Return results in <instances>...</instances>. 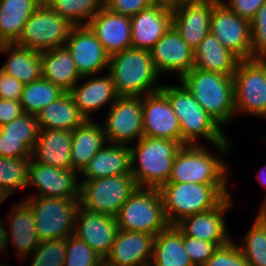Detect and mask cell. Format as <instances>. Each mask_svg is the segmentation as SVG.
Returning <instances> with one entry per match:
<instances>
[{
  "label": "cell",
  "instance_id": "6da1fadb",
  "mask_svg": "<svg viewBox=\"0 0 266 266\" xmlns=\"http://www.w3.org/2000/svg\"><path fill=\"white\" fill-rule=\"evenodd\" d=\"M229 140L212 146L219 152L216 155L202 144L183 145L174 158L166 183L228 184L229 172L224 158L231 149Z\"/></svg>",
  "mask_w": 266,
  "mask_h": 266
},
{
  "label": "cell",
  "instance_id": "7a4b0ae2",
  "mask_svg": "<svg viewBox=\"0 0 266 266\" xmlns=\"http://www.w3.org/2000/svg\"><path fill=\"white\" fill-rule=\"evenodd\" d=\"M160 91L168 98L181 128V145H198L204 138L212 146L228 138L222 127L204 110L189 90L179 85H164ZM222 129V130H221ZM201 137V138H200Z\"/></svg>",
  "mask_w": 266,
  "mask_h": 266
},
{
  "label": "cell",
  "instance_id": "3957f363",
  "mask_svg": "<svg viewBox=\"0 0 266 266\" xmlns=\"http://www.w3.org/2000/svg\"><path fill=\"white\" fill-rule=\"evenodd\" d=\"M108 73L119 96L143 97L162 88L148 50L131 47L111 55Z\"/></svg>",
  "mask_w": 266,
  "mask_h": 266
},
{
  "label": "cell",
  "instance_id": "277c9868",
  "mask_svg": "<svg viewBox=\"0 0 266 266\" xmlns=\"http://www.w3.org/2000/svg\"><path fill=\"white\" fill-rule=\"evenodd\" d=\"M182 145L174 140L142 136L130 147L131 174L138 187L159 189L168 182Z\"/></svg>",
  "mask_w": 266,
  "mask_h": 266
},
{
  "label": "cell",
  "instance_id": "5b68a950",
  "mask_svg": "<svg viewBox=\"0 0 266 266\" xmlns=\"http://www.w3.org/2000/svg\"><path fill=\"white\" fill-rule=\"evenodd\" d=\"M179 82L221 127L236 116L232 75L192 68Z\"/></svg>",
  "mask_w": 266,
  "mask_h": 266
},
{
  "label": "cell",
  "instance_id": "8992f818",
  "mask_svg": "<svg viewBox=\"0 0 266 266\" xmlns=\"http://www.w3.org/2000/svg\"><path fill=\"white\" fill-rule=\"evenodd\" d=\"M228 184L165 183L159 188L170 225L184 217L217 207L229 193Z\"/></svg>",
  "mask_w": 266,
  "mask_h": 266
},
{
  "label": "cell",
  "instance_id": "52a82bcc",
  "mask_svg": "<svg viewBox=\"0 0 266 266\" xmlns=\"http://www.w3.org/2000/svg\"><path fill=\"white\" fill-rule=\"evenodd\" d=\"M116 219L121 230L155 236L170 225L159 189L156 188L138 187L122 205Z\"/></svg>",
  "mask_w": 266,
  "mask_h": 266
},
{
  "label": "cell",
  "instance_id": "ba28073f",
  "mask_svg": "<svg viewBox=\"0 0 266 266\" xmlns=\"http://www.w3.org/2000/svg\"><path fill=\"white\" fill-rule=\"evenodd\" d=\"M32 208L40 242L74 234L79 198L25 197Z\"/></svg>",
  "mask_w": 266,
  "mask_h": 266
},
{
  "label": "cell",
  "instance_id": "9c48e42d",
  "mask_svg": "<svg viewBox=\"0 0 266 266\" xmlns=\"http://www.w3.org/2000/svg\"><path fill=\"white\" fill-rule=\"evenodd\" d=\"M138 188L132 174L80 181V206L87 211L116 217Z\"/></svg>",
  "mask_w": 266,
  "mask_h": 266
},
{
  "label": "cell",
  "instance_id": "30bf717a",
  "mask_svg": "<svg viewBox=\"0 0 266 266\" xmlns=\"http://www.w3.org/2000/svg\"><path fill=\"white\" fill-rule=\"evenodd\" d=\"M232 78L236 114L266 118V59L241 60Z\"/></svg>",
  "mask_w": 266,
  "mask_h": 266
},
{
  "label": "cell",
  "instance_id": "8fae6325",
  "mask_svg": "<svg viewBox=\"0 0 266 266\" xmlns=\"http://www.w3.org/2000/svg\"><path fill=\"white\" fill-rule=\"evenodd\" d=\"M74 25L42 3L24 25L16 45L38 52L65 46Z\"/></svg>",
  "mask_w": 266,
  "mask_h": 266
},
{
  "label": "cell",
  "instance_id": "7c38bea8",
  "mask_svg": "<svg viewBox=\"0 0 266 266\" xmlns=\"http://www.w3.org/2000/svg\"><path fill=\"white\" fill-rule=\"evenodd\" d=\"M103 130L108 143L126 144L143 136L142 97L119 96L109 107Z\"/></svg>",
  "mask_w": 266,
  "mask_h": 266
},
{
  "label": "cell",
  "instance_id": "4fadbf2b",
  "mask_svg": "<svg viewBox=\"0 0 266 266\" xmlns=\"http://www.w3.org/2000/svg\"><path fill=\"white\" fill-rule=\"evenodd\" d=\"M210 33L241 60L252 59L250 21L218 2L212 11Z\"/></svg>",
  "mask_w": 266,
  "mask_h": 266
},
{
  "label": "cell",
  "instance_id": "5bb4252c",
  "mask_svg": "<svg viewBox=\"0 0 266 266\" xmlns=\"http://www.w3.org/2000/svg\"><path fill=\"white\" fill-rule=\"evenodd\" d=\"M77 172L44 165L30 159L27 188L36 187L37 194L29 197L79 198L80 182Z\"/></svg>",
  "mask_w": 266,
  "mask_h": 266
},
{
  "label": "cell",
  "instance_id": "9a60e30c",
  "mask_svg": "<svg viewBox=\"0 0 266 266\" xmlns=\"http://www.w3.org/2000/svg\"><path fill=\"white\" fill-rule=\"evenodd\" d=\"M65 46L81 76L98 75L101 70H108L110 55L87 25L74 26Z\"/></svg>",
  "mask_w": 266,
  "mask_h": 266
},
{
  "label": "cell",
  "instance_id": "2e32d148",
  "mask_svg": "<svg viewBox=\"0 0 266 266\" xmlns=\"http://www.w3.org/2000/svg\"><path fill=\"white\" fill-rule=\"evenodd\" d=\"M133 48L150 51L173 25L172 6L159 0L130 17Z\"/></svg>",
  "mask_w": 266,
  "mask_h": 266
},
{
  "label": "cell",
  "instance_id": "e0dca14e",
  "mask_svg": "<svg viewBox=\"0 0 266 266\" xmlns=\"http://www.w3.org/2000/svg\"><path fill=\"white\" fill-rule=\"evenodd\" d=\"M150 52L155 69L160 76L163 73H176L180 80L194 68V50L186 44L173 25L156 42Z\"/></svg>",
  "mask_w": 266,
  "mask_h": 266
},
{
  "label": "cell",
  "instance_id": "ac0fdd59",
  "mask_svg": "<svg viewBox=\"0 0 266 266\" xmlns=\"http://www.w3.org/2000/svg\"><path fill=\"white\" fill-rule=\"evenodd\" d=\"M143 136L181 144V128L168 98L159 90L142 97Z\"/></svg>",
  "mask_w": 266,
  "mask_h": 266
},
{
  "label": "cell",
  "instance_id": "d6986e66",
  "mask_svg": "<svg viewBox=\"0 0 266 266\" xmlns=\"http://www.w3.org/2000/svg\"><path fill=\"white\" fill-rule=\"evenodd\" d=\"M117 219L114 216L94 213L79 206L75 218V231L104 260L109 255L118 232Z\"/></svg>",
  "mask_w": 266,
  "mask_h": 266
},
{
  "label": "cell",
  "instance_id": "ffe728a7",
  "mask_svg": "<svg viewBox=\"0 0 266 266\" xmlns=\"http://www.w3.org/2000/svg\"><path fill=\"white\" fill-rule=\"evenodd\" d=\"M219 0L182 2L172 6L173 26L193 50L210 33V19Z\"/></svg>",
  "mask_w": 266,
  "mask_h": 266
},
{
  "label": "cell",
  "instance_id": "44dd1931",
  "mask_svg": "<svg viewBox=\"0 0 266 266\" xmlns=\"http://www.w3.org/2000/svg\"><path fill=\"white\" fill-rule=\"evenodd\" d=\"M231 199L229 195L213 209L186 216L176 226L186 236L215 243L218 247L223 246L232 240L225 221L227 210L233 206Z\"/></svg>",
  "mask_w": 266,
  "mask_h": 266
},
{
  "label": "cell",
  "instance_id": "7402d4cb",
  "mask_svg": "<svg viewBox=\"0 0 266 266\" xmlns=\"http://www.w3.org/2000/svg\"><path fill=\"white\" fill-rule=\"evenodd\" d=\"M155 235L118 229L104 266H149Z\"/></svg>",
  "mask_w": 266,
  "mask_h": 266
},
{
  "label": "cell",
  "instance_id": "603a6c76",
  "mask_svg": "<svg viewBox=\"0 0 266 266\" xmlns=\"http://www.w3.org/2000/svg\"><path fill=\"white\" fill-rule=\"evenodd\" d=\"M87 26L110 56L132 47L129 16L117 14L103 6Z\"/></svg>",
  "mask_w": 266,
  "mask_h": 266
},
{
  "label": "cell",
  "instance_id": "cb8c5ba5",
  "mask_svg": "<svg viewBox=\"0 0 266 266\" xmlns=\"http://www.w3.org/2000/svg\"><path fill=\"white\" fill-rule=\"evenodd\" d=\"M83 78L90 79L80 86L78 85L80 82H77L69 93L84 117L91 120L93 119L91 115L93 112L100 111V108L105 107L107 104L110 107L118 99L119 95L108 72L101 77L91 75L82 76L81 79Z\"/></svg>",
  "mask_w": 266,
  "mask_h": 266
},
{
  "label": "cell",
  "instance_id": "d4e9b609",
  "mask_svg": "<svg viewBox=\"0 0 266 266\" xmlns=\"http://www.w3.org/2000/svg\"><path fill=\"white\" fill-rule=\"evenodd\" d=\"M71 142L72 131L40 129L32 159L55 168L72 169Z\"/></svg>",
  "mask_w": 266,
  "mask_h": 266
},
{
  "label": "cell",
  "instance_id": "484cf974",
  "mask_svg": "<svg viewBox=\"0 0 266 266\" xmlns=\"http://www.w3.org/2000/svg\"><path fill=\"white\" fill-rule=\"evenodd\" d=\"M106 144L81 172L84 180L131 174L130 145Z\"/></svg>",
  "mask_w": 266,
  "mask_h": 266
},
{
  "label": "cell",
  "instance_id": "4316f807",
  "mask_svg": "<svg viewBox=\"0 0 266 266\" xmlns=\"http://www.w3.org/2000/svg\"><path fill=\"white\" fill-rule=\"evenodd\" d=\"M22 200L19 204H13L11 212L8 213L9 224L6 223V229L16 249V255L24 260L37 248L40 240L35 230L32 208L24 199Z\"/></svg>",
  "mask_w": 266,
  "mask_h": 266
},
{
  "label": "cell",
  "instance_id": "83f0119b",
  "mask_svg": "<svg viewBox=\"0 0 266 266\" xmlns=\"http://www.w3.org/2000/svg\"><path fill=\"white\" fill-rule=\"evenodd\" d=\"M107 143L103 126L87 119L72 131V170L81 173L95 154Z\"/></svg>",
  "mask_w": 266,
  "mask_h": 266
},
{
  "label": "cell",
  "instance_id": "f1b7e54d",
  "mask_svg": "<svg viewBox=\"0 0 266 266\" xmlns=\"http://www.w3.org/2000/svg\"><path fill=\"white\" fill-rule=\"evenodd\" d=\"M5 52L7 59L0 68L6 74L13 76L23 84H28L42 78L41 52L24 48L15 43L0 44V53Z\"/></svg>",
  "mask_w": 266,
  "mask_h": 266
},
{
  "label": "cell",
  "instance_id": "f546056e",
  "mask_svg": "<svg viewBox=\"0 0 266 266\" xmlns=\"http://www.w3.org/2000/svg\"><path fill=\"white\" fill-rule=\"evenodd\" d=\"M194 68L233 75L241 59L208 33L194 49Z\"/></svg>",
  "mask_w": 266,
  "mask_h": 266
},
{
  "label": "cell",
  "instance_id": "4dcf8cb0",
  "mask_svg": "<svg viewBox=\"0 0 266 266\" xmlns=\"http://www.w3.org/2000/svg\"><path fill=\"white\" fill-rule=\"evenodd\" d=\"M43 78L69 92L82 76L66 46L41 52Z\"/></svg>",
  "mask_w": 266,
  "mask_h": 266
},
{
  "label": "cell",
  "instance_id": "1f68e13d",
  "mask_svg": "<svg viewBox=\"0 0 266 266\" xmlns=\"http://www.w3.org/2000/svg\"><path fill=\"white\" fill-rule=\"evenodd\" d=\"M36 116L39 129L73 131L87 120L69 92L48 104Z\"/></svg>",
  "mask_w": 266,
  "mask_h": 266
},
{
  "label": "cell",
  "instance_id": "d6a6232c",
  "mask_svg": "<svg viewBox=\"0 0 266 266\" xmlns=\"http://www.w3.org/2000/svg\"><path fill=\"white\" fill-rule=\"evenodd\" d=\"M43 0H0V44L15 43Z\"/></svg>",
  "mask_w": 266,
  "mask_h": 266
},
{
  "label": "cell",
  "instance_id": "836d02e7",
  "mask_svg": "<svg viewBox=\"0 0 266 266\" xmlns=\"http://www.w3.org/2000/svg\"><path fill=\"white\" fill-rule=\"evenodd\" d=\"M149 266H193L183 245V232L176 225L155 236Z\"/></svg>",
  "mask_w": 266,
  "mask_h": 266
},
{
  "label": "cell",
  "instance_id": "e575fe53",
  "mask_svg": "<svg viewBox=\"0 0 266 266\" xmlns=\"http://www.w3.org/2000/svg\"><path fill=\"white\" fill-rule=\"evenodd\" d=\"M64 93L65 91L59 86L42 77L37 81L24 84L19 101L24 113L37 115L40 110L56 101Z\"/></svg>",
  "mask_w": 266,
  "mask_h": 266
},
{
  "label": "cell",
  "instance_id": "d590c367",
  "mask_svg": "<svg viewBox=\"0 0 266 266\" xmlns=\"http://www.w3.org/2000/svg\"><path fill=\"white\" fill-rule=\"evenodd\" d=\"M43 3L74 26L87 25L103 7V0H43Z\"/></svg>",
  "mask_w": 266,
  "mask_h": 266
},
{
  "label": "cell",
  "instance_id": "8d00e7d4",
  "mask_svg": "<svg viewBox=\"0 0 266 266\" xmlns=\"http://www.w3.org/2000/svg\"><path fill=\"white\" fill-rule=\"evenodd\" d=\"M30 159L0 156V188L9 196L17 189H27Z\"/></svg>",
  "mask_w": 266,
  "mask_h": 266
},
{
  "label": "cell",
  "instance_id": "74e56055",
  "mask_svg": "<svg viewBox=\"0 0 266 266\" xmlns=\"http://www.w3.org/2000/svg\"><path fill=\"white\" fill-rule=\"evenodd\" d=\"M243 239L244 242L238 247L248 266H266V234L255 220Z\"/></svg>",
  "mask_w": 266,
  "mask_h": 266
},
{
  "label": "cell",
  "instance_id": "f35d334b",
  "mask_svg": "<svg viewBox=\"0 0 266 266\" xmlns=\"http://www.w3.org/2000/svg\"><path fill=\"white\" fill-rule=\"evenodd\" d=\"M64 266H104V259L72 234L66 237Z\"/></svg>",
  "mask_w": 266,
  "mask_h": 266
},
{
  "label": "cell",
  "instance_id": "ab89813d",
  "mask_svg": "<svg viewBox=\"0 0 266 266\" xmlns=\"http://www.w3.org/2000/svg\"><path fill=\"white\" fill-rule=\"evenodd\" d=\"M4 137L24 138V144L33 151L39 134L36 115L24 113L20 117L0 127Z\"/></svg>",
  "mask_w": 266,
  "mask_h": 266
},
{
  "label": "cell",
  "instance_id": "60d3db41",
  "mask_svg": "<svg viewBox=\"0 0 266 266\" xmlns=\"http://www.w3.org/2000/svg\"><path fill=\"white\" fill-rule=\"evenodd\" d=\"M66 237L40 242L29 255L31 266H64Z\"/></svg>",
  "mask_w": 266,
  "mask_h": 266
},
{
  "label": "cell",
  "instance_id": "b9f144b4",
  "mask_svg": "<svg viewBox=\"0 0 266 266\" xmlns=\"http://www.w3.org/2000/svg\"><path fill=\"white\" fill-rule=\"evenodd\" d=\"M252 59H266V2L250 21Z\"/></svg>",
  "mask_w": 266,
  "mask_h": 266
},
{
  "label": "cell",
  "instance_id": "7bdbcfd3",
  "mask_svg": "<svg viewBox=\"0 0 266 266\" xmlns=\"http://www.w3.org/2000/svg\"><path fill=\"white\" fill-rule=\"evenodd\" d=\"M204 266H248L238 244L232 240L218 247Z\"/></svg>",
  "mask_w": 266,
  "mask_h": 266
},
{
  "label": "cell",
  "instance_id": "ee69618b",
  "mask_svg": "<svg viewBox=\"0 0 266 266\" xmlns=\"http://www.w3.org/2000/svg\"><path fill=\"white\" fill-rule=\"evenodd\" d=\"M183 245L193 266H204L218 248L215 243L186 236L184 233Z\"/></svg>",
  "mask_w": 266,
  "mask_h": 266
},
{
  "label": "cell",
  "instance_id": "f6af8a7d",
  "mask_svg": "<svg viewBox=\"0 0 266 266\" xmlns=\"http://www.w3.org/2000/svg\"><path fill=\"white\" fill-rule=\"evenodd\" d=\"M159 0H103V6L117 14L132 17Z\"/></svg>",
  "mask_w": 266,
  "mask_h": 266
},
{
  "label": "cell",
  "instance_id": "bcb514c9",
  "mask_svg": "<svg viewBox=\"0 0 266 266\" xmlns=\"http://www.w3.org/2000/svg\"><path fill=\"white\" fill-rule=\"evenodd\" d=\"M0 156L32 158V151L24 144V138L4 137V133L0 130Z\"/></svg>",
  "mask_w": 266,
  "mask_h": 266
},
{
  "label": "cell",
  "instance_id": "7dc6e473",
  "mask_svg": "<svg viewBox=\"0 0 266 266\" xmlns=\"http://www.w3.org/2000/svg\"><path fill=\"white\" fill-rule=\"evenodd\" d=\"M220 2L241 18L251 21L266 0H220Z\"/></svg>",
  "mask_w": 266,
  "mask_h": 266
},
{
  "label": "cell",
  "instance_id": "c3c4849f",
  "mask_svg": "<svg viewBox=\"0 0 266 266\" xmlns=\"http://www.w3.org/2000/svg\"><path fill=\"white\" fill-rule=\"evenodd\" d=\"M24 84L0 70V99L19 101Z\"/></svg>",
  "mask_w": 266,
  "mask_h": 266
},
{
  "label": "cell",
  "instance_id": "681fc988",
  "mask_svg": "<svg viewBox=\"0 0 266 266\" xmlns=\"http://www.w3.org/2000/svg\"><path fill=\"white\" fill-rule=\"evenodd\" d=\"M24 114L20 101L0 99V127Z\"/></svg>",
  "mask_w": 266,
  "mask_h": 266
},
{
  "label": "cell",
  "instance_id": "f907efd6",
  "mask_svg": "<svg viewBox=\"0 0 266 266\" xmlns=\"http://www.w3.org/2000/svg\"><path fill=\"white\" fill-rule=\"evenodd\" d=\"M5 222H0V253L6 252L8 250L7 247L9 244V238L7 234V230L5 229Z\"/></svg>",
  "mask_w": 266,
  "mask_h": 266
},
{
  "label": "cell",
  "instance_id": "816d5d0a",
  "mask_svg": "<svg viewBox=\"0 0 266 266\" xmlns=\"http://www.w3.org/2000/svg\"><path fill=\"white\" fill-rule=\"evenodd\" d=\"M258 213L256 214V218L254 219L264 230L266 234V213H264L261 209H258Z\"/></svg>",
  "mask_w": 266,
  "mask_h": 266
},
{
  "label": "cell",
  "instance_id": "f5cc1de1",
  "mask_svg": "<svg viewBox=\"0 0 266 266\" xmlns=\"http://www.w3.org/2000/svg\"><path fill=\"white\" fill-rule=\"evenodd\" d=\"M265 166L264 168L262 167V169L259 171V173L256 176V178L261 183V185H263L264 188H266V167ZM265 199H266V196H265Z\"/></svg>",
  "mask_w": 266,
  "mask_h": 266
},
{
  "label": "cell",
  "instance_id": "db71d44e",
  "mask_svg": "<svg viewBox=\"0 0 266 266\" xmlns=\"http://www.w3.org/2000/svg\"><path fill=\"white\" fill-rule=\"evenodd\" d=\"M167 4H170L171 6L182 3V2H198V1H204V0H164ZM220 1V0H219Z\"/></svg>",
  "mask_w": 266,
  "mask_h": 266
},
{
  "label": "cell",
  "instance_id": "11a10c76",
  "mask_svg": "<svg viewBox=\"0 0 266 266\" xmlns=\"http://www.w3.org/2000/svg\"><path fill=\"white\" fill-rule=\"evenodd\" d=\"M7 198H9V195L2 188H0V204H2L3 201L5 202Z\"/></svg>",
  "mask_w": 266,
  "mask_h": 266
},
{
  "label": "cell",
  "instance_id": "9f6ffc18",
  "mask_svg": "<svg viewBox=\"0 0 266 266\" xmlns=\"http://www.w3.org/2000/svg\"><path fill=\"white\" fill-rule=\"evenodd\" d=\"M262 205L260 206V209L266 213V199H264V201L261 203Z\"/></svg>",
  "mask_w": 266,
  "mask_h": 266
}]
</instances>
